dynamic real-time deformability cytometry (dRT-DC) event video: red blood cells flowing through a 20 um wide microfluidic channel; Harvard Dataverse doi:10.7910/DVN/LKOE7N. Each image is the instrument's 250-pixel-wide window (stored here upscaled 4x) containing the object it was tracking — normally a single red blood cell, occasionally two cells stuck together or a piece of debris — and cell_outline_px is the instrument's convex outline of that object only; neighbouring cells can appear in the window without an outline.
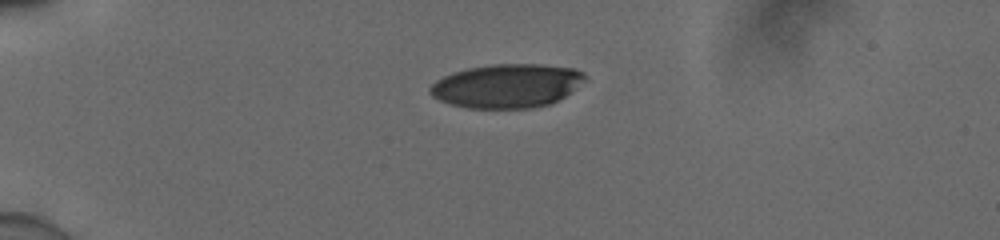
{"species": "human", "species_latin": "Homo sapiens", "temperature_condition": "cold", "stored_images_in_passage": 41, "camera_frame_rate_fps": 3000, "um_per_image_px": 0.085, "donor": {"sex": "male"}, "frame": {"image": 1, "passage_image": 1, "time_ms": 0.0, "image_size_px": [1000, 240], "cell_outline_px": [[588, 80], [564, 96], [548, 104], [532, 108], [468, 108], [452, 104], [440, 100], [432, 96], [428, 92], [428, 88], [436, 80], [452, 72], [468, 68], [492, 64], [540, 64], [576, 68], [584, 72], [588, 76]], "centroid_in_image_um": [43.11, 7.28], "position_along_channel_um": 41.9, "area_um2": 39.77}}
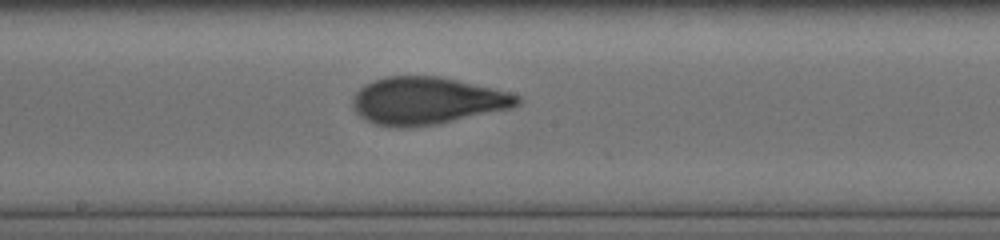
{"frame": {"image": 2, "passage_image": 18, "time_ms": 5.667, "image_size_px": [1000, 240], "cell_outline_px": [[524, 100], [520, 104], [512, 108], [436, 124], [412, 128], [396, 128], [376, 124], [360, 116], [352, 108], [352, 96], [364, 84], [372, 80], [384, 76], [436, 76], [456, 80], [492, 88], [508, 92], [520, 96]], "centroid_in_image_um": [36.26, 8.57], "position_along_channel_um": 211.9, "area_um2": 45.6}}
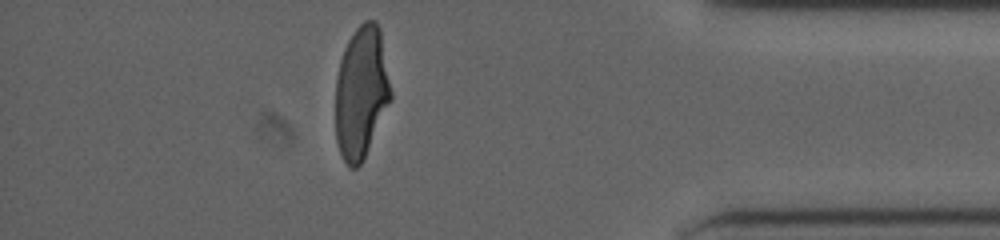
{"frame": {"image": 3, "passage_image": 35, "time_ms": 11.333, "image_size_px": [1000, 240], "cell_outline_px": [[392, 100], [360, 164], [356, 168], [348, 168], [340, 152], [336, 140], [336, 80], [340, 60], [344, 48], [348, 40], [356, 28], [364, 20], [376, 20], [380, 28], [392, 92]], "centroid_in_image_um": [30.72, 7.83], "position_along_channel_um": 404.5, "area_um2": 42.66}, "authors_computed_cell_mechanics": {"area_um2": 43.4078, "velocity_mm_per_s": 3.9064, "shape_relaxation_time_tau1_ms": 4.2527, "shape_relaxation_time_tau2_ms": 0.7489, "deformation_change_tau1": 0.182, "deformation_change_tau2": 0.0634}}